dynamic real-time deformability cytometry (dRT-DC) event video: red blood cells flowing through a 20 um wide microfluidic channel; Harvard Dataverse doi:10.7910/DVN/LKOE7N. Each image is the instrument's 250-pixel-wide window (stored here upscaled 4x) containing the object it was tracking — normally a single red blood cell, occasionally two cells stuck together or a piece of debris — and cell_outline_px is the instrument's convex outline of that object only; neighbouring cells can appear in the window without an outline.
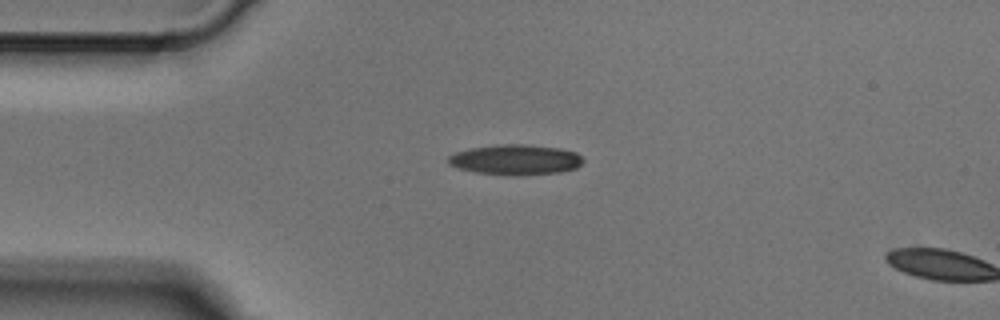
{"species": "Egyptian fruit bat (a non-hibernating species)", "species_latin": "Rousettus aegyptiacus", "temperature_condition": "cold", "stored_images_in_passage": 4, "camera_frame_rate_fps": 3000, "um_per_image_px": 0.085, "animal": {"sex": "male"}, "frame": {"image": 1, "passage_image": 3, "time_ms": 0.667, "image_size_px": [1000, 320], "cell_outline_px": [[584, 160], [576, 168], [560, 172], [476, 172], [460, 168], [448, 164], [448, 156], [456, 152], [472, 148], [496, 144], [528, 144], [560, 148], [576, 152]], "centroid_in_image_um": [43.83, 13.5], "position_along_channel_um": 41.2, "area_um2": 22.6}}